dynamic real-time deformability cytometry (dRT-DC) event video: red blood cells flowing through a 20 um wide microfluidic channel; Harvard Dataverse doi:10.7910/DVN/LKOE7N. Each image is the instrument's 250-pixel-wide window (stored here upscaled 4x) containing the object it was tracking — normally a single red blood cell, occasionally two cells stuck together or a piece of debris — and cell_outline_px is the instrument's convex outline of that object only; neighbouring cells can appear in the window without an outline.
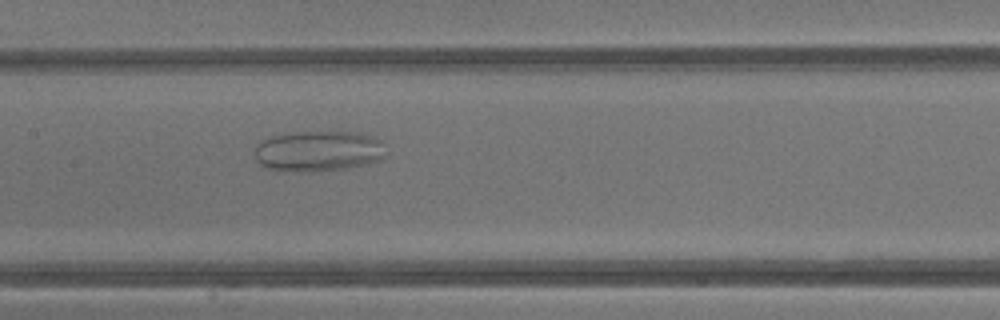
{"species": "common noctule bat (a hibernating species)", "species_latin": "Nyctalus noctula", "temperature_condition": "warm", "stored_images_in_passage": 44, "camera_frame_rate_fps": 3000, "um_per_image_px": 0.085, "animal": {"sex": "male", "body_mass_g": 13.3}, "frame": {"image": 1, "passage_image": 22, "time_ms": 7.0, "image_size_px": [1000, 320], "cell_outline_px": [[388, 156], [380, 160], [368, 164], [348, 168], [312, 172], [296, 172], [264, 168], [256, 160], [256, 144], [272, 136], [292, 132], [356, 132], [376, 136], [384, 144]], "centroid_in_image_um": [27.13, 12.85], "position_along_channel_um": 180.3, "area_um2": 31.67}}
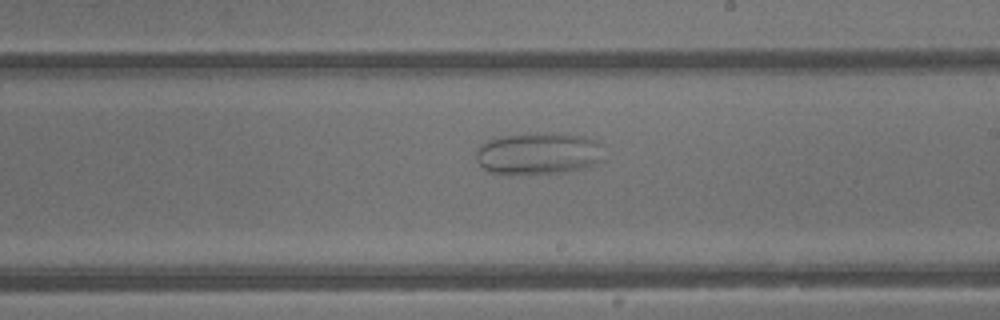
{"frame": {"image": 2, "passage_image": 26, "time_ms": 8.333, "image_size_px": [1000, 320], "cell_outline_px": [[604, 160], [584, 168], [564, 172], [488, 172], [476, 160], [476, 148], [480, 144], [492, 136], [564, 132], [584, 136], [596, 140]], "centroid_in_image_um": [45.75, 13.0], "position_along_channel_um": 243.3, "area_um2": 31.04}}
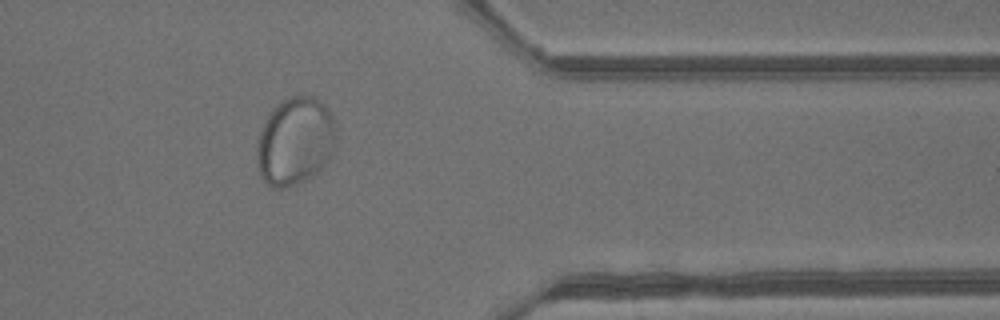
{"frame": {"image": 3, "passage_image": 36, "time_ms": 11.667, "image_size_px": [1000, 320], "cell_outline_px": [[336, 128], [332, 152], [328, 160], [312, 176], [300, 184], [284, 188], [272, 188], [260, 176], [256, 164], [256, 144], [260, 128], [272, 108], [284, 100], [292, 96], [316, 96], [324, 104], [332, 116]], "centroid_in_image_um": [25.04, 12.02], "position_along_channel_um": 386.4, "area_um2": 40.92}}